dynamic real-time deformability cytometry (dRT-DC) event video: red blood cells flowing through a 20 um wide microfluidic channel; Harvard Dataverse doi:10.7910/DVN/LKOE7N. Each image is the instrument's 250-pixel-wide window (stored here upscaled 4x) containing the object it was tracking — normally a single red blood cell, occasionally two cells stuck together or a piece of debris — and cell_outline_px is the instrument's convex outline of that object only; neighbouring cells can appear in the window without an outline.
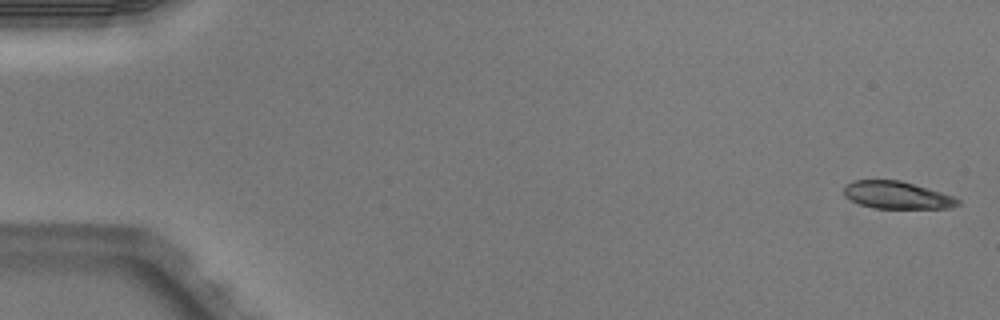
{"species": "Egyptian fruit bat (a non-hibernating species)", "species_latin": "Rousettus aegyptiacus", "temperature_condition": "warm", "stored_images_in_passage": 5, "camera_frame_rate_fps": 3000, "um_per_image_px": 0.085, "animal": {"sex": "male"}, "frame": {"image": 1, "passage_image": 1, "time_ms": 0.0, "image_size_px": [1000, 320], "cell_outline_px": [[960, 204], [952, 208], [872, 208], [860, 204], [844, 196], [844, 188], [848, 184], [856, 180], [900, 180], [928, 188], [952, 196], [960, 200]], "centroid_in_image_um": [76.25, 16.59], "position_along_channel_um": 8.7, "area_um2": 18.03}}